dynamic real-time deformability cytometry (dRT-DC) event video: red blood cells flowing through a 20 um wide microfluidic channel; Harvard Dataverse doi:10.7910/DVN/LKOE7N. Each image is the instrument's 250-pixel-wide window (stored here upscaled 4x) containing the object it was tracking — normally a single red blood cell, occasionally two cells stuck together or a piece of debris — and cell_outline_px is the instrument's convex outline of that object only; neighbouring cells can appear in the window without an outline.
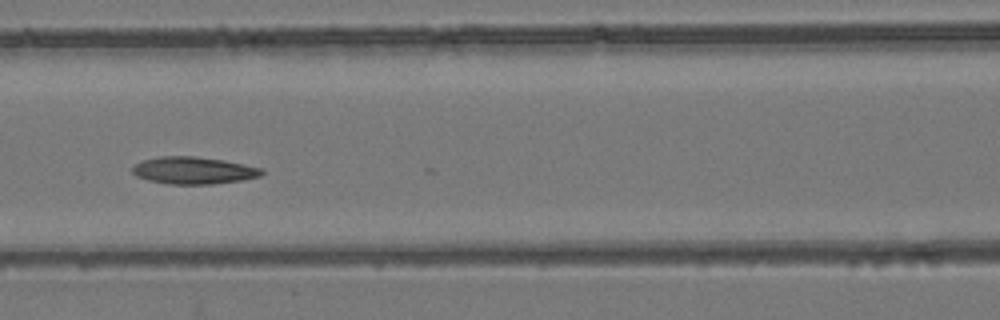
{"species": "common noctule bat (a hibernating species)", "species_latin": "Nyctalus noctula", "temperature_condition": "room temperature", "stored_images_in_passage": 9, "camera_frame_rate_fps": 3000, "um_per_image_px": 0.085, "animal": {"sex": "female", "body_mass_g": 24.6, "forearm_length_mm": 56.2}, "frame": {"image": 1, "passage_image": 7, "time_ms": 2.0, "image_size_px": [1000, 320], "cell_outline_px": [[264, 172], [260, 176], [240, 180], [212, 184], [168, 184], [148, 180], [136, 176], [132, 172], [132, 168], [140, 160], [160, 156], [196, 156], [224, 160], [264, 168]], "centroid_in_image_um": [16.44, 14.48], "position_along_channel_um": 150.2, "area_um2": 20.58}}
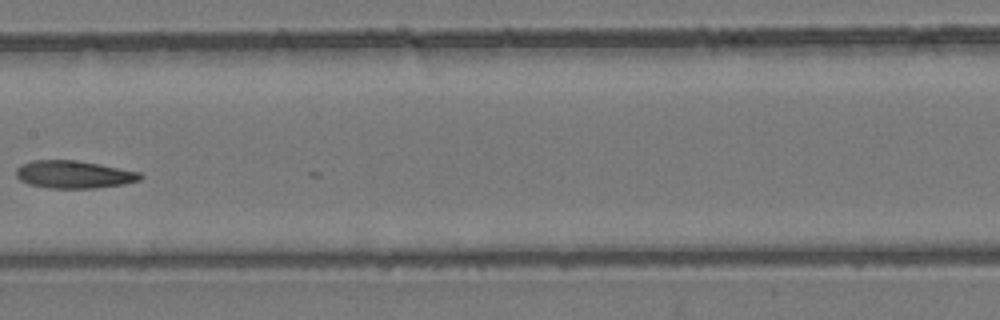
{"frame": {"image": 2, "passage_image": 8, "time_ms": 2.333, "image_size_px": [1000, 320], "cell_outline_px": [[144, 176], [140, 180], [124, 184], [92, 188], [48, 188], [28, 184], [20, 180], [16, 176], [16, 168], [20, 164], [32, 160], [76, 160], [140, 172]], "centroid_in_image_um": [6.24, 14.83], "position_along_channel_um": 201.2, "area_um2": 20.0}}
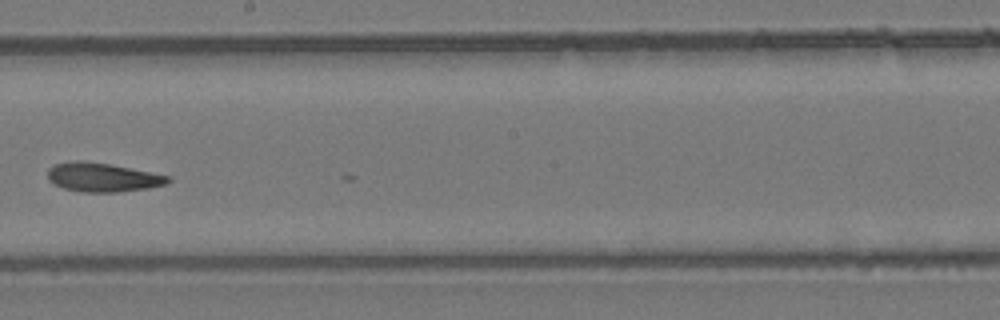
{"frame": {"image": 3, "passage_image": 9, "time_ms": 2.667, "image_size_px": [1000, 320], "cell_outline_px": [[172, 180], [168, 184], [148, 188], [116, 192], [84, 192], [64, 188], [52, 184], [48, 180], [48, 168], [52, 164], [76, 160], [80, 160], [108, 164], [168, 176]], "centroid_in_image_um": [8.66, 15.07], "position_along_channel_um": 239.5, "area_um2": 20.17}}